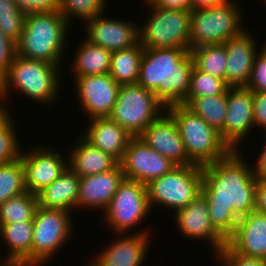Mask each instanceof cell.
I'll return each instance as SVG.
<instances>
[{"mask_svg": "<svg viewBox=\"0 0 266 266\" xmlns=\"http://www.w3.org/2000/svg\"><path fill=\"white\" fill-rule=\"evenodd\" d=\"M242 157L241 149L232 150L226 157L202 167V193L209 204L212 226L219 233L225 228L232 209L255 208L254 165Z\"/></svg>", "mask_w": 266, "mask_h": 266, "instance_id": "6da1fadb", "label": "cell"}, {"mask_svg": "<svg viewBox=\"0 0 266 266\" xmlns=\"http://www.w3.org/2000/svg\"><path fill=\"white\" fill-rule=\"evenodd\" d=\"M194 61L190 49L144 48L137 84L155 93L167 108L185 101Z\"/></svg>", "mask_w": 266, "mask_h": 266, "instance_id": "7a4b0ae2", "label": "cell"}, {"mask_svg": "<svg viewBox=\"0 0 266 266\" xmlns=\"http://www.w3.org/2000/svg\"><path fill=\"white\" fill-rule=\"evenodd\" d=\"M69 25L60 11L26 15L22 35L17 42V55L62 68Z\"/></svg>", "mask_w": 266, "mask_h": 266, "instance_id": "3957f363", "label": "cell"}, {"mask_svg": "<svg viewBox=\"0 0 266 266\" xmlns=\"http://www.w3.org/2000/svg\"><path fill=\"white\" fill-rule=\"evenodd\" d=\"M166 111L177 124L185 151L192 164L207 166L226 157L232 151L218 130L185 105H171Z\"/></svg>", "mask_w": 266, "mask_h": 266, "instance_id": "277c9868", "label": "cell"}, {"mask_svg": "<svg viewBox=\"0 0 266 266\" xmlns=\"http://www.w3.org/2000/svg\"><path fill=\"white\" fill-rule=\"evenodd\" d=\"M59 68L58 65L17 55L11 68L1 79L2 95L7 99L10 97L11 88H14V91L18 90L42 105L54 102L59 95L62 78Z\"/></svg>", "mask_w": 266, "mask_h": 266, "instance_id": "5b68a950", "label": "cell"}, {"mask_svg": "<svg viewBox=\"0 0 266 266\" xmlns=\"http://www.w3.org/2000/svg\"><path fill=\"white\" fill-rule=\"evenodd\" d=\"M237 4L224 0L218 6L191 10L190 50L202 45L224 44L238 36L244 27L243 14Z\"/></svg>", "mask_w": 266, "mask_h": 266, "instance_id": "8992f818", "label": "cell"}, {"mask_svg": "<svg viewBox=\"0 0 266 266\" xmlns=\"http://www.w3.org/2000/svg\"><path fill=\"white\" fill-rule=\"evenodd\" d=\"M165 110L166 107L154 92L136 83L120 86L117 100L108 117L132 137H137Z\"/></svg>", "mask_w": 266, "mask_h": 266, "instance_id": "52a82bcc", "label": "cell"}, {"mask_svg": "<svg viewBox=\"0 0 266 266\" xmlns=\"http://www.w3.org/2000/svg\"><path fill=\"white\" fill-rule=\"evenodd\" d=\"M202 167L177 165L170 172L147 184L150 207L164 206L174 212L186 207L202 193ZM154 204V205H153Z\"/></svg>", "mask_w": 266, "mask_h": 266, "instance_id": "ba28073f", "label": "cell"}, {"mask_svg": "<svg viewBox=\"0 0 266 266\" xmlns=\"http://www.w3.org/2000/svg\"><path fill=\"white\" fill-rule=\"evenodd\" d=\"M144 2L152 13L144 20L145 24L139 26L140 44L144 48L190 49L191 11L162 9Z\"/></svg>", "mask_w": 266, "mask_h": 266, "instance_id": "9c48e42d", "label": "cell"}, {"mask_svg": "<svg viewBox=\"0 0 266 266\" xmlns=\"http://www.w3.org/2000/svg\"><path fill=\"white\" fill-rule=\"evenodd\" d=\"M69 211L38 206L32 220V266L49 263L54 254L71 239L74 228Z\"/></svg>", "mask_w": 266, "mask_h": 266, "instance_id": "30bf717a", "label": "cell"}, {"mask_svg": "<svg viewBox=\"0 0 266 266\" xmlns=\"http://www.w3.org/2000/svg\"><path fill=\"white\" fill-rule=\"evenodd\" d=\"M151 211L147 186L124 178L102 214L109 229L111 228L117 236L129 233L136 225L142 223V219Z\"/></svg>", "mask_w": 266, "mask_h": 266, "instance_id": "8fae6325", "label": "cell"}, {"mask_svg": "<svg viewBox=\"0 0 266 266\" xmlns=\"http://www.w3.org/2000/svg\"><path fill=\"white\" fill-rule=\"evenodd\" d=\"M124 177L144 185L170 172L177 165L149 147L139 136L131 137L119 162Z\"/></svg>", "mask_w": 266, "mask_h": 266, "instance_id": "7c38bea8", "label": "cell"}, {"mask_svg": "<svg viewBox=\"0 0 266 266\" xmlns=\"http://www.w3.org/2000/svg\"><path fill=\"white\" fill-rule=\"evenodd\" d=\"M80 108L89 119L108 117L115 105L120 85L110 74L87 75L74 79Z\"/></svg>", "mask_w": 266, "mask_h": 266, "instance_id": "4fadbf2b", "label": "cell"}, {"mask_svg": "<svg viewBox=\"0 0 266 266\" xmlns=\"http://www.w3.org/2000/svg\"><path fill=\"white\" fill-rule=\"evenodd\" d=\"M255 129L253 92L247 87L227 89V114L223 124V140L232 150H240V143Z\"/></svg>", "mask_w": 266, "mask_h": 266, "instance_id": "5bb4252c", "label": "cell"}, {"mask_svg": "<svg viewBox=\"0 0 266 266\" xmlns=\"http://www.w3.org/2000/svg\"><path fill=\"white\" fill-rule=\"evenodd\" d=\"M50 147L41 145L21 152L25 169V186L29 193L37 194L49 186L68 167V158Z\"/></svg>", "mask_w": 266, "mask_h": 266, "instance_id": "9a60e30c", "label": "cell"}, {"mask_svg": "<svg viewBox=\"0 0 266 266\" xmlns=\"http://www.w3.org/2000/svg\"><path fill=\"white\" fill-rule=\"evenodd\" d=\"M101 13L84 21L86 40L111 52L130 48L139 41V26L131 21L106 18ZM136 26V27H135Z\"/></svg>", "mask_w": 266, "mask_h": 266, "instance_id": "2e32d148", "label": "cell"}, {"mask_svg": "<svg viewBox=\"0 0 266 266\" xmlns=\"http://www.w3.org/2000/svg\"><path fill=\"white\" fill-rule=\"evenodd\" d=\"M243 30L238 36L224 43L227 56L225 82L229 87H246L257 56V38L251 31Z\"/></svg>", "mask_w": 266, "mask_h": 266, "instance_id": "e0dca14e", "label": "cell"}, {"mask_svg": "<svg viewBox=\"0 0 266 266\" xmlns=\"http://www.w3.org/2000/svg\"><path fill=\"white\" fill-rule=\"evenodd\" d=\"M139 137L149 147L176 165H192L185 151L177 124L166 110Z\"/></svg>", "mask_w": 266, "mask_h": 266, "instance_id": "ac0fdd59", "label": "cell"}, {"mask_svg": "<svg viewBox=\"0 0 266 266\" xmlns=\"http://www.w3.org/2000/svg\"><path fill=\"white\" fill-rule=\"evenodd\" d=\"M173 214L176 225L184 237L206 240L214 253L220 251L219 232L212 226L209 218V204L203 193Z\"/></svg>", "mask_w": 266, "mask_h": 266, "instance_id": "d6986e66", "label": "cell"}, {"mask_svg": "<svg viewBox=\"0 0 266 266\" xmlns=\"http://www.w3.org/2000/svg\"><path fill=\"white\" fill-rule=\"evenodd\" d=\"M124 178L120 164L106 172L80 177L77 209L97 208L104 212Z\"/></svg>", "mask_w": 266, "mask_h": 266, "instance_id": "ffe728a7", "label": "cell"}, {"mask_svg": "<svg viewBox=\"0 0 266 266\" xmlns=\"http://www.w3.org/2000/svg\"><path fill=\"white\" fill-rule=\"evenodd\" d=\"M119 235L120 238L116 237L118 240L112 241L94 260L99 266H142L150 248L149 231L146 229Z\"/></svg>", "mask_w": 266, "mask_h": 266, "instance_id": "44dd1931", "label": "cell"}, {"mask_svg": "<svg viewBox=\"0 0 266 266\" xmlns=\"http://www.w3.org/2000/svg\"><path fill=\"white\" fill-rule=\"evenodd\" d=\"M80 135L95 148L110 154L120 162L132 137L124 128L109 117H95Z\"/></svg>", "mask_w": 266, "mask_h": 266, "instance_id": "7402d4cb", "label": "cell"}, {"mask_svg": "<svg viewBox=\"0 0 266 266\" xmlns=\"http://www.w3.org/2000/svg\"><path fill=\"white\" fill-rule=\"evenodd\" d=\"M80 177L68 166L49 186L37 193L38 206L72 212L77 209Z\"/></svg>", "mask_w": 266, "mask_h": 266, "instance_id": "603a6c76", "label": "cell"}, {"mask_svg": "<svg viewBox=\"0 0 266 266\" xmlns=\"http://www.w3.org/2000/svg\"><path fill=\"white\" fill-rule=\"evenodd\" d=\"M70 148L68 166L79 176L85 177L114 169L119 162L110 154L95 148L81 135Z\"/></svg>", "mask_w": 266, "mask_h": 266, "instance_id": "cb8c5ba5", "label": "cell"}, {"mask_svg": "<svg viewBox=\"0 0 266 266\" xmlns=\"http://www.w3.org/2000/svg\"><path fill=\"white\" fill-rule=\"evenodd\" d=\"M1 238L8 249L2 261L23 262L32 266V221L0 224Z\"/></svg>", "mask_w": 266, "mask_h": 266, "instance_id": "d4e9b609", "label": "cell"}, {"mask_svg": "<svg viewBox=\"0 0 266 266\" xmlns=\"http://www.w3.org/2000/svg\"><path fill=\"white\" fill-rule=\"evenodd\" d=\"M228 246L240 255L266 259V215L252 210L248 224Z\"/></svg>", "mask_w": 266, "mask_h": 266, "instance_id": "484cf974", "label": "cell"}, {"mask_svg": "<svg viewBox=\"0 0 266 266\" xmlns=\"http://www.w3.org/2000/svg\"><path fill=\"white\" fill-rule=\"evenodd\" d=\"M79 45L71 65L74 78L110 73L111 51L91 44L86 39Z\"/></svg>", "mask_w": 266, "mask_h": 266, "instance_id": "4316f807", "label": "cell"}, {"mask_svg": "<svg viewBox=\"0 0 266 266\" xmlns=\"http://www.w3.org/2000/svg\"><path fill=\"white\" fill-rule=\"evenodd\" d=\"M144 47L138 41L130 48L112 52L110 76L121 86L136 84Z\"/></svg>", "mask_w": 266, "mask_h": 266, "instance_id": "83f0119b", "label": "cell"}, {"mask_svg": "<svg viewBox=\"0 0 266 266\" xmlns=\"http://www.w3.org/2000/svg\"><path fill=\"white\" fill-rule=\"evenodd\" d=\"M185 106L218 130L223 139V124L227 114V91L221 95L193 98Z\"/></svg>", "mask_w": 266, "mask_h": 266, "instance_id": "f1b7e54d", "label": "cell"}, {"mask_svg": "<svg viewBox=\"0 0 266 266\" xmlns=\"http://www.w3.org/2000/svg\"><path fill=\"white\" fill-rule=\"evenodd\" d=\"M194 66L225 81L226 51L224 44L202 45L190 50Z\"/></svg>", "mask_w": 266, "mask_h": 266, "instance_id": "f546056e", "label": "cell"}, {"mask_svg": "<svg viewBox=\"0 0 266 266\" xmlns=\"http://www.w3.org/2000/svg\"><path fill=\"white\" fill-rule=\"evenodd\" d=\"M38 207L37 195L25 192L0 206V224L32 221Z\"/></svg>", "mask_w": 266, "mask_h": 266, "instance_id": "4dcf8cb0", "label": "cell"}, {"mask_svg": "<svg viewBox=\"0 0 266 266\" xmlns=\"http://www.w3.org/2000/svg\"><path fill=\"white\" fill-rule=\"evenodd\" d=\"M25 192V169L21 158L0 164V206L8 199Z\"/></svg>", "mask_w": 266, "mask_h": 266, "instance_id": "1f68e13d", "label": "cell"}, {"mask_svg": "<svg viewBox=\"0 0 266 266\" xmlns=\"http://www.w3.org/2000/svg\"><path fill=\"white\" fill-rule=\"evenodd\" d=\"M228 88L229 86L222 79L204 73L194 66L189 91L182 104L186 105L193 98L224 94Z\"/></svg>", "mask_w": 266, "mask_h": 266, "instance_id": "d6a6232c", "label": "cell"}, {"mask_svg": "<svg viewBox=\"0 0 266 266\" xmlns=\"http://www.w3.org/2000/svg\"><path fill=\"white\" fill-rule=\"evenodd\" d=\"M107 0H59V11L66 20L71 22V17L86 21L105 13ZM106 6V7H105Z\"/></svg>", "mask_w": 266, "mask_h": 266, "instance_id": "836d02e7", "label": "cell"}, {"mask_svg": "<svg viewBox=\"0 0 266 266\" xmlns=\"http://www.w3.org/2000/svg\"><path fill=\"white\" fill-rule=\"evenodd\" d=\"M12 117L0 128V164L14 162L21 157L22 148L19 142L18 131ZM21 147V148H20Z\"/></svg>", "mask_w": 266, "mask_h": 266, "instance_id": "e575fe53", "label": "cell"}, {"mask_svg": "<svg viewBox=\"0 0 266 266\" xmlns=\"http://www.w3.org/2000/svg\"><path fill=\"white\" fill-rule=\"evenodd\" d=\"M252 210L232 209L225 228L219 233L220 250L234 240L248 224Z\"/></svg>", "mask_w": 266, "mask_h": 266, "instance_id": "d590c367", "label": "cell"}, {"mask_svg": "<svg viewBox=\"0 0 266 266\" xmlns=\"http://www.w3.org/2000/svg\"><path fill=\"white\" fill-rule=\"evenodd\" d=\"M213 255H216V259H219L223 266H266V259L240 255L228 245Z\"/></svg>", "mask_w": 266, "mask_h": 266, "instance_id": "8d00e7d4", "label": "cell"}, {"mask_svg": "<svg viewBox=\"0 0 266 266\" xmlns=\"http://www.w3.org/2000/svg\"><path fill=\"white\" fill-rule=\"evenodd\" d=\"M264 46L255 57L251 78L246 86L253 93L266 92V43Z\"/></svg>", "mask_w": 266, "mask_h": 266, "instance_id": "74e56055", "label": "cell"}, {"mask_svg": "<svg viewBox=\"0 0 266 266\" xmlns=\"http://www.w3.org/2000/svg\"><path fill=\"white\" fill-rule=\"evenodd\" d=\"M17 56V42L6 36L0 29V79H2Z\"/></svg>", "mask_w": 266, "mask_h": 266, "instance_id": "f35d334b", "label": "cell"}, {"mask_svg": "<svg viewBox=\"0 0 266 266\" xmlns=\"http://www.w3.org/2000/svg\"><path fill=\"white\" fill-rule=\"evenodd\" d=\"M25 17V13L0 15V29L6 36L18 42L22 35Z\"/></svg>", "mask_w": 266, "mask_h": 266, "instance_id": "ab89813d", "label": "cell"}, {"mask_svg": "<svg viewBox=\"0 0 266 266\" xmlns=\"http://www.w3.org/2000/svg\"><path fill=\"white\" fill-rule=\"evenodd\" d=\"M26 15L59 11V0H13Z\"/></svg>", "mask_w": 266, "mask_h": 266, "instance_id": "60d3db41", "label": "cell"}, {"mask_svg": "<svg viewBox=\"0 0 266 266\" xmlns=\"http://www.w3.org/2000/svg\"><path fill=\"white\" fill-rule=\"evenodd\" d=\"M254 127L266 132V92L253 93Z\"/></svg>", "mask_w": 266, "mask_h": 266, "instance_id": "b9f144b4", "label": "cell"}, {"mask_svg": "<svg viewBox=\"0 0 266 266\" xmlns=\"http://www.w3.org/2000/svg\"><path fill=\"white\" fill-rule=\"evenodd\" d=\"M151 6L172 10H192L191 0H146Z\"/></svg>", "mask_w": 266, "mask_h": 266, "instance_id": "7bdbcfd3", "label": "cell"}, {"mask_svg": "<svg viewBox=\"0 0 266 266\" xmlns=\"http://www.w3.org/2000/svg\"><path fill=\"white\" fill-rule=\"evenodd\" d=\"M254 209L266 215V179H257Z\"/></svg>", "mask_w": 266, "mask_h": 266, "instance_id": "ee69618b", "label": "cell"}, {"mask_svg": "<svg viewBox=\"0 0 266 266\" xmlns=\"http://www.w3.org/2000/svg\"><path fill=\"white\" fill-rule=\"evenodd\" d=\"M264 136L266 137V134ZM260 153L261 154L258 156L256 164H254L255 166L253 167L254 176L257 179H266V142Z\"/></svg>", "mask_w": 266, "mask_h": 266, "instance_id": "f6af8a7d", "label": "cell"}, {"mask_svg": "<svg viewBox=\"0 0 266 266\" xmlns=\"http://www.w3.org/2000/svg\"><path fill=\"white\" fill-rule=\"evenodd\" d=\"M24 13L18 9L13 0H0V15Z\"/></svg>", "mask_w": 266, "mask_h": 266, "instance_id": "bcb514c9", "label": "cell"}, {"mask_svg": "<svg viewBox=\"0 0 266 266\" xmlns=\"http://www.w3.org/2000/svg\"><path fill=\"white\" fill-rule=\"evenodd\" d=\"M224 0H191L192 10L195 9H207L214 6H218Z\"/></svg>", "mask_w": 266, "mask_h": 266, "instance_id": "7dc6e473", "label": "cell"}, {"mask_svg": "<svg viewBox=\"0 0 266 266\" xmlns=\"http://www.w3.org/2000/svg\"><path fill=\"white\" fill-rule=\"evenodd\" d=\"M7 100L3 95L0 96V128H2L13 116L7 111V107L3 105L4 102ZM3 101V103H2Z\"/></svg>", "mask_w": 266, "mask_h": 266, "instance_id": "c3c4849f", "label": "cell"}, {"mask_svg": "<svg viewBox=\"0 0 266 266\" xmlns=\"http://www.w3.org/2000/svg\"><path fill=\"white\" fill-rule=\"evenodd\" d=\"M0 266H31V265L25 264L23 262L3 261L2 263H0Z\"/></svg>", "mask_w": 266, "mask_h": 266, "instance_id": "681fc988", "label": "cell"}, {"mask_svg": "<svg viewBox=\"0 0 266 266\" xmlns=\"http://www.w3.org/2000/svg\"><path fill=\"white\" fill-rule=\"evenodd\" d=\"M91 261L92 262H88L90 264H87L86 266H99V264L95 260L91 259Z\"/></svg>", "mask_w": 266, "mask_h": 266, "instance_id": "f907efd6", "label": "cell"}, {"mask_svg": "<svg viewBox=\"0 0 266 266\" xmlns=\"http://www.w3.org/2000/svg\"><path fill=\"white\" fill-rule=\"evenodd\" d=\"M2 95V80L0 79V96Z\"/></svg>", "mask_w": 266, "mask_h": 266, "instance_id": "816d5d0a", "label": "cell"}]
</instances>
